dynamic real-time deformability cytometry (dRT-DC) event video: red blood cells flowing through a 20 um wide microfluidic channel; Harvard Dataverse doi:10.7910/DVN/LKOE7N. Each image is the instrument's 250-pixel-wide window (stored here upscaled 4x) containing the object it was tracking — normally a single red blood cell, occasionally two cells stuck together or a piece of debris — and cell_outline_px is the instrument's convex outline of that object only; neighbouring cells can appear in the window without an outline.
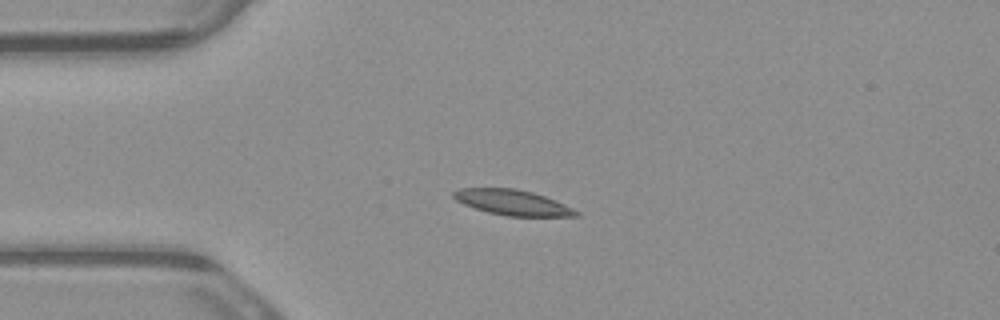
{"species": "common noctule bat (a hibernating species)", "species_latin": "Nyctalus noctula", "temperature_condition": "warm", "stored_images_in_passage": 5, "camera_frame_rate_fps": 3000, "um_per_image_px": 0.085, "animal": {"sex": "male", "body_mass_g": 23.1, "forearm_length_mm": 52.7}, "frame": {"image": 1, "passage_image": 2, "time_ms": 0.333, "image_size_px": [1000, 320], "cell_outline_px": [[580, 216], [508, 216], [488, 212], [464, 204], [456, 200], [452, 196], [452, 192], [460, 188], [516, 188], [532, 192], [556, 200], [580, 212]], "centroid_in_image_um": [43.57, 17.2], "position_along_channel_um": 41.4, "area_um2": 18.03}}
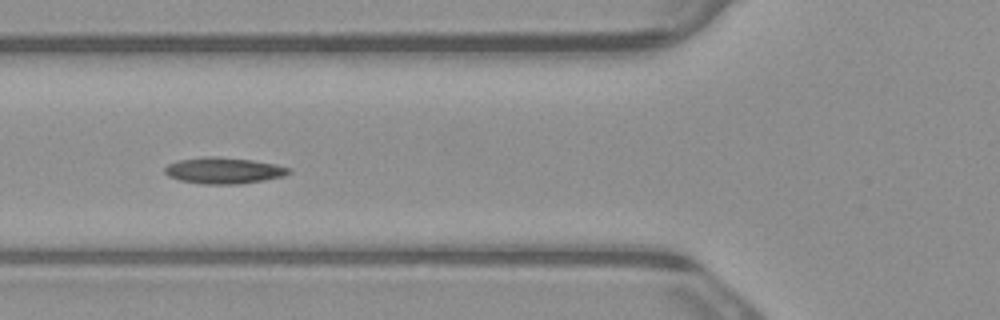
{"frame": {"image": 2, "passage_image": 4, "time_ms": 1.0, "image_size_px": [1000, 320], "cell_outline_px": [[292, 172], [284, 176], [264, 180], [240, 184], [204, 184], [180, 180], [168, 176], [164, 172], [164, 168], [168, 164], [180, 160], [204, 156], [216, 156], [252, 160], [276, 164], [292, 168]], "centroid_in_image_um": [19.04, 14.49], "position_along_channel_um": 106.8, "area_um2": 19.07}}
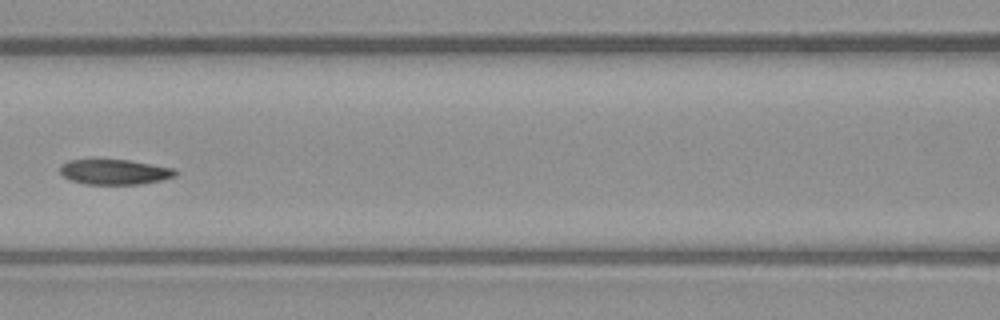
{"frame": {"image": 3, "passage_image": 5, "time_ms": 1.333, "image_size_px": [1000, 320], "cell_outline_px": [[180, 172], [176, 176], [160, 180], [140, 184], [84, 184], [72, 180], [64, 176], [60, 172], [60, 164], [68, 160], [92, 156], [96, 156], [128, 160], [176, 168]], "centroid_in_image_um": [9.7, 14.55], "position_along_channel_um": 156.9, "area_um2": 17.86}}